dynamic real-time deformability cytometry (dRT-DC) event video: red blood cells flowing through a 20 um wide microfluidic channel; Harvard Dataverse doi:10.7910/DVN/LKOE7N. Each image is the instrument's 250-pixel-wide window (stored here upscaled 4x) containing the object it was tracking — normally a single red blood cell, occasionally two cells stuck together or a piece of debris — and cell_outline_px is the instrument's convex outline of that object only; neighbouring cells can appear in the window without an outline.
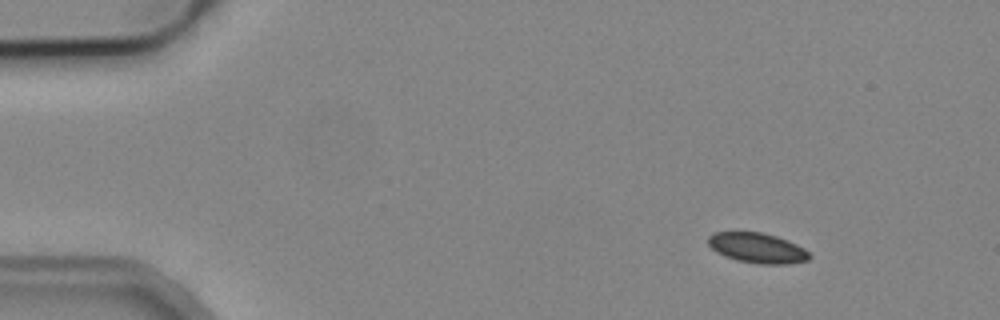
{"species": "common noctule bat (a hibernating species)", "species_latin": "Nyctalus noctula", "temperature_condition": "cold", "stored_images_in_passage": 7, "camera_frame_rate_fps": 3000, "um_per_image_px": 0.085, "animal": {"sex": "male", "body_mass_g": 19.2, "forearm_length_mm": 51.8}, "frame": {"image": 1, "passage_image": 2, "time_ms": 1.0, "image_size_px": [1000, 320], "cell_outline_px": [[812, 256], [808, 260], [788, 264], [760, 264], [736, 260], [724, 256], [716, 252], [708, 244], [708, 236], [712, 232], [764, 232], [788, 240], [804, 248]], "centroid_in_image_um": [64.37, 21.07], "position_along_channel_um": 20.6, "area_um2": 17.92}}
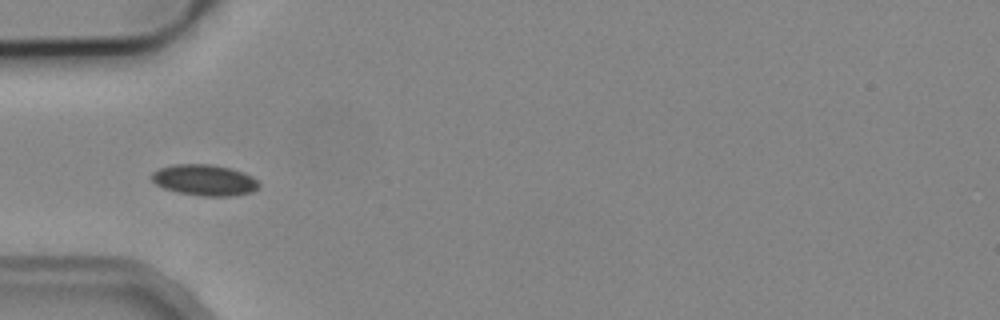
{"frame": {"image": 2, "passage_image": 5, "time_ms": 4.667, "image_size_px": [1000, 320], "cell_outline_px": [[260, 184], [252, 192], [228, 196], [204, 196], [180, 192], [164, 188], [156, 184], [152, 180], [152, 172], [160, 168], [172, 164], [212, 164], [232, 168], [244, 172], [252, 176]], "centroid_in_image_um": [17.39, 15.29], "position_along_channel_um": 67.6, "area_um2": 19.31}}